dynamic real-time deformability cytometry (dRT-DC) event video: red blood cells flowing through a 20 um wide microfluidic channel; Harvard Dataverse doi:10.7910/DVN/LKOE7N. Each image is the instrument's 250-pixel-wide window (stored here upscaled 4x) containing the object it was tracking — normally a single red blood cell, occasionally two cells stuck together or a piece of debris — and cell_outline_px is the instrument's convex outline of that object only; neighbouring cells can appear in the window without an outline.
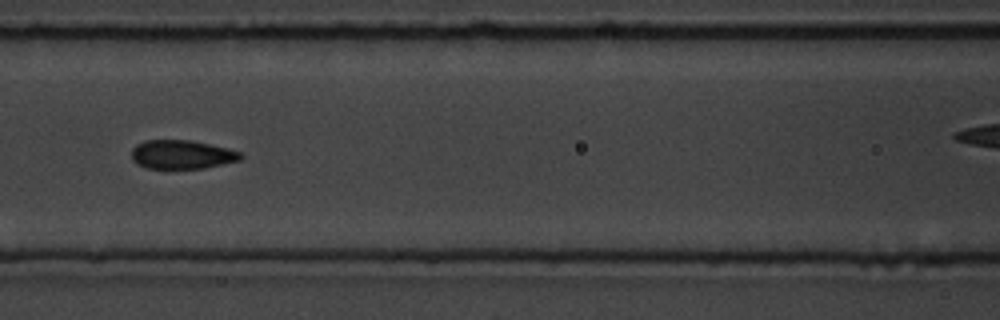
{"species": "common noctule bat (a hibernating species)", "species_latin": "Nyctalus noctula", "temperature_condition": "room temperature", "stored_images_in_passage": 12, "camera_frame_rate_fps": 3000, "um_per_image_px": 0.085, "animal": {"sex": "male", "body_mass_g": 19.5, "forearm_length_mm": 54.6}, "frame": {"image": 1, "passage_image": 7, "time_ms": 7.667, "image_size_px": [1000, 320], "cell_outline_px": [[244, 156], [240, 160], [204, 168], [148, 168], [136, 164], [132, 160], [132, 148], [136, 144], [144, 140], [192, 140], [228, 148], [240, 152]], "centroid_in_image_um": [15.45, 13.12], "position_along_channel_um": 151.2, "area_um2": 18.38}}
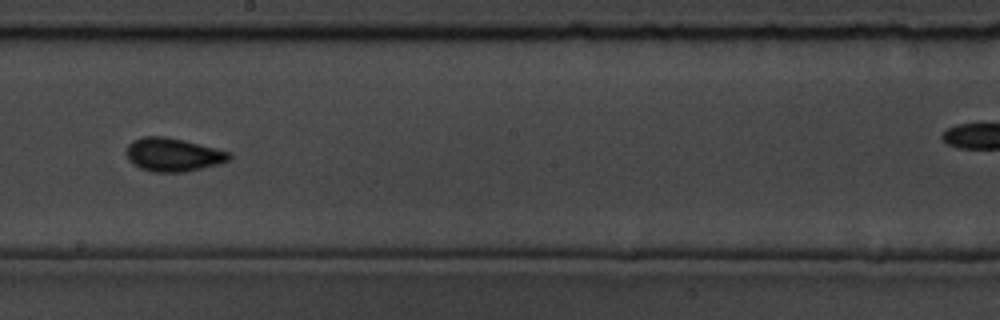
{"frame": {"image": 2, "passage_image": 9, "time_ms": 10.0, "image_size_px": [1000, 320], "cell_outline_px": [[232, 156], [228, 160], [216, 164], [184, 172], [152, 172], [140, 168], [132, 164], [128, 160], [128, 144], [132, 140], [140, 136], [164, 136], [184, 140], [232, 152]], "centroid_in_image_um": [14.69, 13.14], "position_along_channel_um": 233.5, "area_um2": 20.0}}
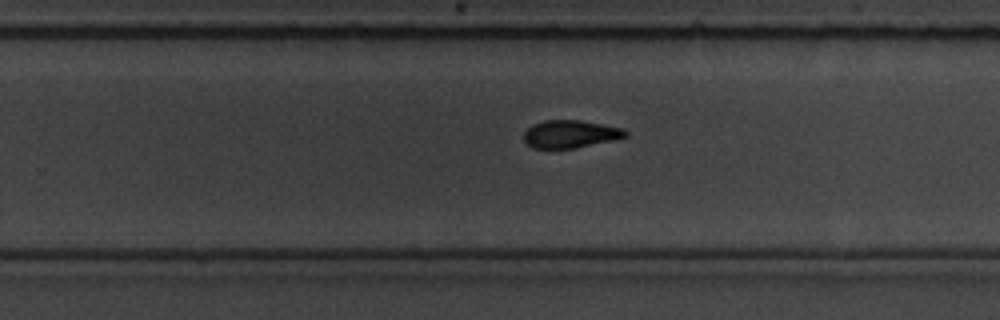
{"frame": {"image": 3, "passage_image": 12, "time_ms": 13.333, "image_size_px": [1000, 320], "cell_outline_px": [[628, 136], [616, 140], [572, 148], [532, 148], [524, 140], [524, 132], [532, 124], [544, 120], [580, 120], [624, 128], [628, 132]], "centroid_in_image_um": [48.5, 11.38], "position_along_channel_um": 281.3, "area_um2": 16.47}}